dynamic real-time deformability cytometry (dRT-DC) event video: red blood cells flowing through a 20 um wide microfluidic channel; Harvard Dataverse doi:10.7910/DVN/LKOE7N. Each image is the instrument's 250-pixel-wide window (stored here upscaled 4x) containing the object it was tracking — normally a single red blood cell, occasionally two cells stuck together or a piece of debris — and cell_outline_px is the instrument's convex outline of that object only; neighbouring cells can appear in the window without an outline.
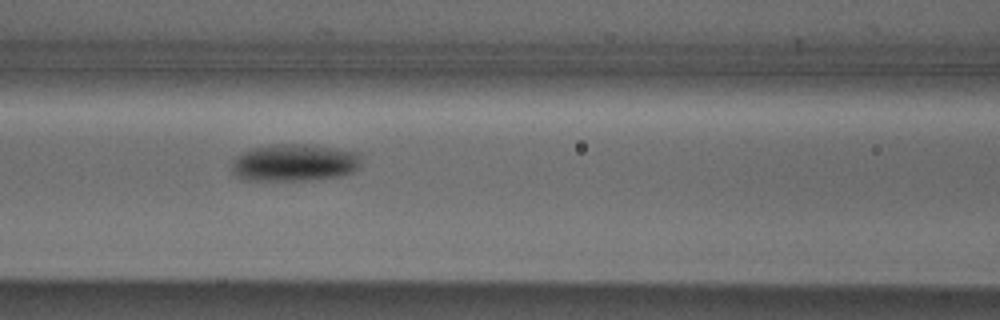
{"species": "Egyptian fruit bat (a non-hibernating species)", "species_latin": "Rousettus aegyptiacus", "temperature_condition": "cold", "stored_images_in_passage": 21, "camera_frame_rate_fps": 3000, "um_per_image_px": 0.085, "animal": {"sex": "male"}, "frame": {"image": 1, "passage_image": 6, "time_ms": 1.667, "image_size_px": [1000, 320], "cell_outline_px": [[360, 168], [352, 172], [340, 176], [320, 180], [240, 180], [232, 172], [232, 160], [236, 156], [252, 148], [272, 144], [308, 144], [360, 152]], "centroid_in_image_um": [25.03, 13.83], "position_along_channel_um": 141.6, "area_um2": 28.55}}
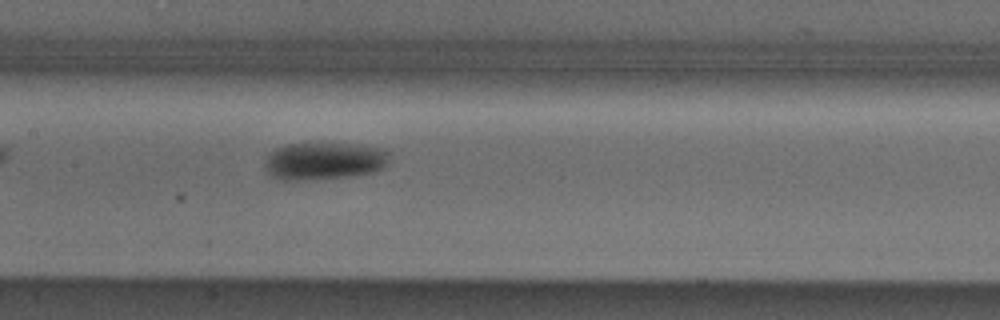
{"frame": {"image": 2, "passage_image": 9, "time_ms": 2.667, "image_size_px": [1000, 320], "cell_outline_px": [[388, 160], [384, 168], [352, 176], [296, 180], [280, 180], [264, 172], [264, 160], [276, 148], [288, 144], [356, 144], [384, 148], [388, 152]], "centroid_in_image_um": [27.51, 13.68], "position_along_channel_um": 179.9, "area_um2": 27.05}}